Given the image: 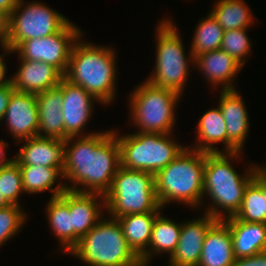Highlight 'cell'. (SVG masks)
Returning a JSON list of instances; mask_svg holds the SVG:
<instances>
[{
	"label": "cell",
	"instance_id": "obj_8",
	"mask_svg": "<svg viewBox=\"0 0 266 266\" xmlns=\"http://www.w3.org/2000/svg\"><path fill=\"white\" fill-rule=\"evenodd\" d=\"M129 109L131 124L145 133L169 134L177 124L175 107L180 94L171 89L159 88L147 80L133 88Z\"/></svg>",
	"mask_w": 266,
	"mask_h": 266
},
{
	"label": "cell",
	"instance_id": "obj_40",
	"mask_svg": "<svg viewBox=\"0 0 266 266\" xmlns=\"http://www.w3.org/2000/svg\"><path fill=\"white\" fill-rule=\"evenodd\" d=\"M10 205L11 204L4 198L3 195H1V192H0V209L6 208Z\"/></svg>",
	"mask_w": 266,
	"mask_h": 266
},
{
	"label": "cell",
	"instance_id": "obj_24",
	"mask_svg": "<svg viewBox=\"0 0 266 266\" xmlns=\"http://www.w3.org/2000/svg\"><path fill=\"white\" fill-rule=\"evenodd\" d=\"M162 213L156 216L148 249L140 256V261L146 265L155 255L168 253L170 258L177 248L182 223L174 222Z\"/></svg>",
	"mask_w": 266,
	"mask_h": 266
},
{
	"label": "cell",
	"instance_id": "obj_20",
	"mask_svg": "<svg viewBox=\"0 0 266 266\" xmlns=\"http://www.w3.org/2000/svg\"><path fill=\"white\" fill-rule=\"evenodd\" d=\"M39 126L37 136L64 140L62 80L58 87L36 94Z\"/></svg>",
	"mask_w": 266,
	"mask_h": 266
},
{
	"label": "cell",
	"instance_id": "obj_23",
	"mask_svg": "<svg viewBox=\"0 0 266 266\" xmlns=\"http://www.w3.org/2000/svg\"><path fill=\"white\" fill-rule=\"evenodd\" d=\"M197 135V143L192 147L190 145L189 148L206 153H227V127L218 105L217 108H210L200 117L197 122ZM217 143H223L224 151L213 146Z\"/></svg>",
	"mask_w": 266,
	"mask_h": 266
},
{
	"label": "cell",
	"instance_id": "obj_16",
	"mask_svg": "<svg viewBox=\"0 0 266 266\" xmlns=\"http://www.w3.org/2000/svg\"><path fill=\"white\" fill-rule=\"evenodd\" d=\"M102 209L106 211L105 195L69 190L72 249L103 218Z\"/></svg>",
	"mask_w": 266,
	"mask_h": 266
},
{
	"label": "cell",
	"instance_id": "obj_13",
	"mask_svg": "<svg viewBox=\"0 0 266 266\" xmlns=\"http://www.w3.org/2000/svg\"><path fill=\"white\" fill-rule=\"evenodd\" d=\"M236 90H220L218 106L227 127V153L244 151L250 127L245 102Z\"/></svg>",
	"mask_w": 266,
	"mask_h": 266
},
{
	"label": "cell",
	"instance_id": "obj_7",
	"mask_svg": "<svg viewBox=\"0 0 266 266\" xmlns=\"http://www.w3.org/2000/svg\"><path fill=\"white\" fill-rule=\"evenodd\" d=\"M106 212L116 219L127 214L162 212L155 190V175L119 167L105 194Z\"/></svg>",
	"mask_w": 266,
	"mask_h": 266
},
{
	"label": "cell",
	"instance_id": "obj_38",
	"mask_svg": "<svg viewBox=\"0 0 266 266\" xmlns=\"http://www.w3.org/2000/svg\"><path fill=\"white\" fill-rule=\"evenodd\" d=\"M7 147H9V144L6 141L0 139V166L7 165L14 160V158L9 159L6 157Z\"/></svg>",
	"mask_w": 266,
	"mask_h": 266
},
{
	"label": "cell",
	"instance_id": "obj_3",
	"mask_svg": "<svg viewBox=\"0 0 266 266\" xmlns=\"http://www.w3.org/2000/svg\"><path fill=\"white\" fill-rule=\"evenodd\" d=\"M83 34L75 42L64 75L72 84L83 87L101 105L116 97L117 56L115 48L86 42Z\"/></svg>",
	"mask_w": 266,
	"mask_h": 266
},
{
	"label": "cell",
	"instance_id": "obj_9",
	"mask_svg": "<svg viewBox=\"0 0 266 266\" xmlns=\"http://www.w3.org/2000/svg\"><path fill=\"white\" fill-rule=\"evenodd\" d=\"M114 133L120 146L121 166L129 170L156 175L186 148L172 137V133L133 132L121 136L116 130Z\"/></svg>",
	"mask_w": 266,
	"mask_h": 266
},
{
	"label": "cell",
	"instance_id": "obj_21",
	"mask_svg": "<svg viewBox=\"0 0 266 266\" xmlns=\"http://www.w3.org/2000/svg\"><path fill=\"white\" fill-rule=\"evenodd\" d=\"M235 259L230 228L218 220L206 234L198 266H232Z\"/></svg>",
	"mask_w": 266,
	"mask_h": 266
},
{
	"label": "cell",
	"instance_id": "obj_19",
	"mask_svg": "<svg viewBox=\"0 0 266 266\" xmlns=\"http://www.w3.org/2000/svg\"><path fill=\"white\" fill-rule=\"evenodd\" d=\"M194 67L203 73L210 85L221 90H236L233 82L243 66L227 52L219 49L196 55Z\"/></svg>",
	"mask_w": 266,
	"mask_h": 266
},
{
	"label": "cell",
	"instance_id": "obj_25",
	"mask_svg": "<svg viewBox=\"0 0 266 266\" xmlns=\"http://www.w3.org/2000/svg\"><path fill=\"white\" fill-rule=\"evenodd\" d=\"M22 175L23 190L28 194H37L46 192L52 193L50 198L58 197L65 192L66 186L62 171L56 167H43L37 165L19 166ZM63 181H60V179ZM58 181V182H57ZM57 183V185H55ZM55 186V187H53Z\"/></svg>",
	"mask_w": 266,
	"mask_h": 266
},
{
	"label": "cell",
	"instance_id": "obj_29",
	"mask_svg": "<svg viewBox=\"0 0 266 266\" xmlns=\"http://www.w3.org/2000/svg\"><path fill=\"white\" fill-rule=\"evenodd\" d=\"M215 2L210 13L224 31L249 28L254 24L252 11L244 0H217Z\"/></svg>",
	"mask_w": 266,
	"mask_h": 266
},
{
	"label": "cell",
	"instance_id": "obj_27",
	"mask_svg": "<svg viewBox=\"0 0 266 266\" xmlns=\"http://www.w3.org/2000/svg\"><path fill=\"white\" fill-rule=\"evenodd\" d=\"M159 213L127 214L116 218L128 245L139 257L148 249L155 218Z\"/></svg>",
	"mask_w": 266,
	"mask_h": 266
},
{
	"label": "cell",
	"instance_id": "obj_36",
	"mask_svg": "<svg viewBox=\"0 0 266 266\" xmlns=\"http://www.w3.org/2000/svg\"><path fill=\"white\" fill-rule=\"evenodd\" d=\"M14 91L15 89L13 88L12 83L0 88V122H3L9 99Z\"/></svg>",
	"mask_w": 266,
	"mask_h": 266
},
{
	"label": "cell",
	"instance_id": "obj_2",
	"mask_svg": "<svg viewBox=\"0 0 266 266\" xmlns=\"http://www.w3.org/2000/svg\"><path fill=\"white\" fill-rule=\"evenodd\" d=\"M242 153H206L203 195L211 199V205H205L204 212L218 220L237 213L247 185L260 173L259 165L250 164L245 174H238L231 160H238Z\"/></svg>",
	"mask_w": 266,
	"mask_h": 266
},
{
	"label": "cell",
	"instance_id": "obj_32",
	"mask_svg": "<svg viewBox=\"0 0 266 266\" xmlns=\"http://www.w3.org/2000/svg\"><path fill=\"white\" fill-rule=\"evenodd\" d=\"M249 28L224 31L220 49L227 52L243 67L251 53L252 41L247 36Z\"/></svg>",
	"mask_w": 266,
	"mask_h": 266
},
{
	"label": "cell",
	"instance_id": "obj_18",
	"mask_svg": "<svg viewBox=\"0 0 266 266\" xmlns=\"http://www.w3.org/2000/svg\"><path fill=\"white\" fill-rule=\"evenodd\" d=\"M17 72L12 75L11 83L18 92L39 94L59 86L64 75L54 66L40 62L21 59Z\"/></svg>",
	"mask_w": 266,
	"mask_h": 266
},
{
	"label": "cell",
	"instance_id": "obj_12",
	"mask_svg": "<svg viewBox=\"0 0 266 266\" xmlns=\"http://www.w3.org/2000/svg\"><path fill=\"white\" fill-rule=\"evenodd\" d=\"M99 101L83 87L62 79V115L64 121V140L69 137L89 136L97 132L84 133L86 124L91 119L95 109L94 104Z\"/></svg>",
	"mask_w": 266,
	"mask_h": 266
},
{
	"label": "cell",
	"instance_id": "obj_26",
	"mask_svg": "<svg viewBox=\"0 0 266 266\" xmlns=\"http://www.w3.org/2000/svg\"><path fill=\"white\" fill-rule=\"evenodd\" d=\"M46 216L55 237L60 242V251L69 254L72 250V215L69 211V190L58 197L50 198L46 204Z\"/></svg>",
	"mask_w": 266,
	"mask_h": 266
},
{
	"label": "cell",
	"instance_id": "obj_14",
	"mask_svg": "<svg viewBox=\"0 0 266 266\" xmlns=\"http://www.w3.org/2000/svg\"><path fill=\"white\" fill-rule=\"evenodd\" d=\"M218 221L211 215L187 220L182 223L177 248L169 258V266H198L203 241L208 230Z\"/></svg>",
	"mask_w": 266,
	"mask_h": 266
},
{
	"label": "cell",
	"instance_id": "obj_33",
	"mask_svg": "<svg viewBox=\"0 0 266 266\" xmlns=\"http://www.w3.org/2000/svg\"><path fill=\"white\" fill-rule=\"evenodd\" d=\"M21 208L22 206L10 205L0 209V247L15 237L26 224L27 214Z\"/></svg>",
	"mask_w": 266,
	"mask_h": 266
},
{
	"label": "cell",
	"instance_id": "obj_42",
	"mask_svg": "<svg viewBox=\"0 0 266 266\" xmlns=\"http://www.w3.org/2000/svg\"><path fill=\"white\" fill-rule=\"evenodd\" d=\"M134 266H148V265H146L145 263H143V262H140V263H137L136 265H134Z\"/></svg>",
	"mask_w": 266,
	"mask_h": 266
},
{
	"label": "cell",
	"instance_id": "obj_4",
	"mask_svg": "<svg viewBox=\"0 0 266 266\" xmlns=\"http://www.w3.org/2000/svg\"><path fill=\"white\" fill-rule=\"evenodd\" d=\"M206 152L186 147L173 161L155 175V190L162 208L181 203L200 209L204 201Z\"/></svg>",
	"mask_w": 266,
	"mask_h": 266
},
{
	"label": "cell",
	"instance_id": "obj_15",
	"mask_svg": "<svg viewBox=\"0 0 266 266\" xmlns=\"http://www.w3.org/2000/svg\"><path fill=\"white\" fill-rule=\"evenodd\" d=\"M38 115L36 94L12 93L3 120L15 142L37 136Z\"/></svg>",
	"mask_w": 266,
	"mask_h": 266
},
{
	"label": "cell",
	"instance_id": "obj_34",
	"mask_svg": "<svg viewBox=\"0 0 266 266\" xmlns=\"http://www.w3.org/2000/svg\"><path fill=\"white\" fill-rule=\"evenodd\" d=\"M232 266H266V251L248 257L236 258Z\"/></svg>",
	"mask_w": 266,
	"mask_h": 266
},
{
	"label": "cell",
	"instance_id": "obj_28",
	"mask_svg": "<svg viewBox=\"0 0 266 266\" xmlns=\"http://www.w3.org/2000/svg\"><path fill=\"white\" fill-rule=\"evenodd\" d=\"M237 220L266 224V176L261 172L247 185Z\"/></svg>",
	"mask_w": 266,
	"mask_h": 266
},
{
	"label": "cell",
	"instance_id": "obj_11",
	"mask_svg": "<svg viewBox=\"0 0 266 266\" xmlns=\"http://www.w3.org/2000/svg\"><path fill=\"white\" fill-rule=\"evenodd\" d=\"M82 31L70 22L61 32L23 41L13 52H17L16 54L24 60L50 64L65 75L72 48L84 34Z\"/></svg>",
	"mask_w": 266,
	"mask_h": 266
},
{
	"label": "cell",
	"instance_id": "obj_10",
	"mask_svg": "<svg viewBox=\"0 0 266 266\" xmlns=\"http://www.w3.org/2000/svg\"><path fill=\"white\" fill-rule=\"evenodd\" d=\"M71 21L63 14L38 1L19 0L8 15L4 45L15 50L23 41L44 38L61 32Z\"/></svg>",
	"mask_w": 266,
	"mask_h": 266
},
{
	"label": "cell",
	"instance_id": "obj_37",
	"mask_svg": "<svg viewBox=\"0 0 266 266\" xmlns=\"http://www.w3.org/2000/svg\"><path fill=\"white\" fill-rule=\"evenodd\" d=\"M8 29V15L0 9V47L4 45Z\"/></svg>",
	"mask_w": 266,
	"mask_h": 266
},
{
	"label": "cell",
	"instance_id": "obj_41",
	"mask_svg": "<svg viewBox=\"0 0 266 266\" xmlns=\"http://www.w3.org/2000/svg\"><path fill=\"white\" fill-rule=\"evenodd\" d=\"M260 166V172L266 176V164H261Z\"/></svg>",
	"mask_w": 266,
	"mask_h": 266
},
{
	"label": "cell",
	"instance_id": "obj_39",
	"mask_svg": "<svg viewBox=\"0 0 266 266\" xmlns=\"http://www.w3.org/2000/svg\"><path fill=\"white\" fill-rule=\"evenodd\" d=\"M19 3V0H0V9L9 15Z\"/></svg>",
	"mask_w": 266,
	"mask_h": 266
},
{
	"label": "cell",
	"instance_id": "obj_6",
	"mask_svg": "<svg viewBox=\"0 0 266 266\" xmlns=\"http://www.w3.org/2000/svg\"><path fill=\"white\" fill-rule=\"evenodd\" d=\"M87 266H134L140 257L128 245L117 219L103 217L70 251Z\"/></svg>",
	"mask_w": 266,
	"mask_h": 266
},
{
	"label": "cell",
	"instance_id": "obj_5",
	"mask_svg": "<svg viewBox=\"0 0 266 266\" xmlns=\"http://www.w3.org/2000/svg\"><path fill=\"white\" fill-rule=\"evenodd\" d=\"M156 29V62L147 81L152 85L171 89L182 96L190 74V64L194 66V56L189 51L188 57L181 40V35L172 19L162 18Z\"/></svg>",
	"mask_w": 266,
	"mask_h": 266
},
{
	"label": "cell",
	"instance_id": "obj_17",
	"mask_svg": "<svg viewBox=\"0 0 266 266\" xmlns=\"http://www.w3.org/2000/svg\"><path fill=\"white\" fill-rule=\"evenodd\" d=\"M20 142L24 143L13 157L19 166L39 165L63 171L65 140L35 136Z\"/></svg>",
	"mask_w": 266,
	"mask_h": 266
},
{
	"label": "cell",
	"instance_id": "obj_31",
	"mask_svg": "<svg viewBox=\"0 0 266 266\" xmlns=\"http://www.w3.org/2000/svg\"><path fill=\"white\" fill-rule=\"evenodd\" d=\"M0 192L11 205L22 206L19 203V195L25 192L20 167L14 160L0 166Z\"/></svg>",
	"mask_w": 266,
	"mask_h": 266
},
{
	"label": "cell",
	"instance_id": "obj_22",
	"mask_svg": "<svg viewBox=\"0 0 266 266\" xmlns=\"http://www.w3.org/2000/svg\"><path fill=\"white\" fill-rule=\"evenodd\" d=\"M230 228L235 258L266 251V224L250 223L229 217L223 220Z\"/></svg>",
	"mask_w": 266,
	"mask_h": 266
},
{
	"label": "cell",
	"instance_id": "obj_1",
	"mask_svg": "<svg viewBox=\"0 0 266 266\" xmlns=\"http://www.w3.org/2000/svg\"><path fill=\"white\" fill-rule=\"evenodd\" d=\"M120 166V146L114 129L65 140L62 174L64 181L73 182H65L67 190L105 195Z\"/></svg>",
	"mask_w": 266,
	"mask_h": 266
},
{
	"label": "cell",
	"instance_id": "obj_35",
	"mask_svg": "<svg viewBox=\"0 0 266 266\" xmlns=\"http://www.w3.org/2000/svg\"><path fill=\"white\" fill-rule=\"evenodd\" d=\"M1 48H2L1 50H3V53L0 54V88L9 85L11 83V77L6 78V73H8L7 72L8 67L4 62L5 61L4 59L6 58L7 55H9V53L15 54L13 50H11L9 47L5 45H2Z\"/></svg>",
	"mask_w": 266,
	"mask_h": 266
},
{
	"label": "cell",
	"instance_id": "obj_30",
	"mask_svg": "<svg viewBox=\"0 0 266 266\" xmlns=\"http://www.w3.org/2000/svg\"><path fill=\"white\" fill-rule=\"evenodd\" d=\"M190 51L195 57L205 52L219 50L224 35V29L209 12L208 15L197 23Z\"/></svg>",
	"mask_w": 266,
	"mask_h": 266
}]
</instances>
